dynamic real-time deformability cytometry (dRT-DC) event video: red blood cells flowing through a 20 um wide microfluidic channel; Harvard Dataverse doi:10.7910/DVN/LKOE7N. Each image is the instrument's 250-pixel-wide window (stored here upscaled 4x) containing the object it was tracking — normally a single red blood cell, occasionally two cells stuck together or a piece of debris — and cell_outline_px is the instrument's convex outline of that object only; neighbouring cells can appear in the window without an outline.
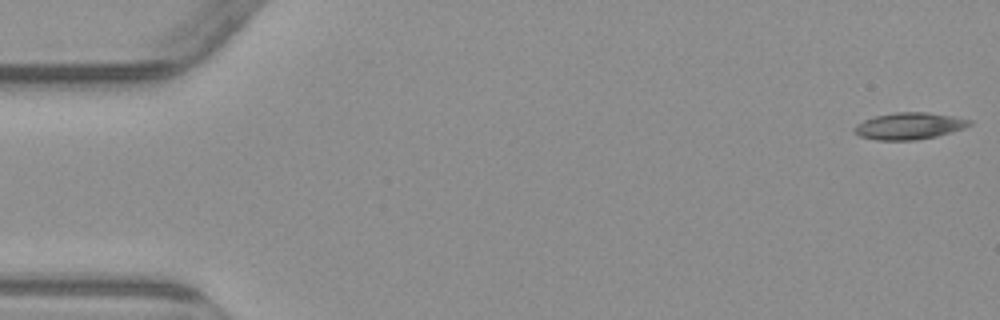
{"species": "common noctule bat (a hibernating species)", "species_latin": "Nyctalus noctula", "temperature_condition": "warm", "stored_images_in_passage": 4, "camera_frame_rate_fps": 3000, "um_per_image_px": 0.085, "animal": {"sex": "male", "body_mass_g": 23.1, "forearm_length_mm": 52.7}, "frame": {"image": 1, "passage_image": 1, "time_ms": 0.0, "image_size_px": [1000, 320], "cell_outline_px": [[972, 124], [964, 128], [952, 132], [936, 136], [916, 140], [876, 140], [860, 136], [852, 132], [852, 128], [856, 124], [864, 120], [876, 116], [896, 112], [928, 112], [952, 116], [972, 120]], "centroid_in_image_um": [77.26, 10.71], "position_along_channel_um": 7.7, "area_um2": 18.03}}
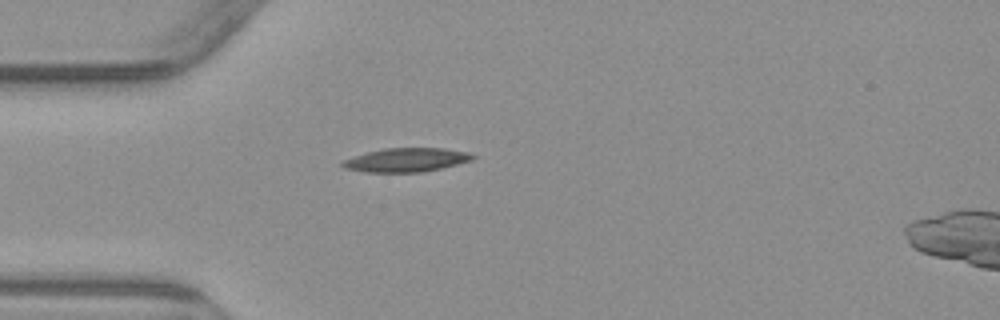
{"frame": {"image": 2, "passage_image": 4, "time_ms": 4.667, "image_size_px": [1000, 320], "cell_outline_px": [[476, 156], [472, 160], [440, 168], [420, 172], [368, 172], [344, 168], [340, 164], [344, 160], [368, 152], [384, 148], [444, 148], [468, 152]], "centroid_in_image_um": [34.55, 13.59], "position_along_channel_um": 50.5, "area_um2": 17.8}}